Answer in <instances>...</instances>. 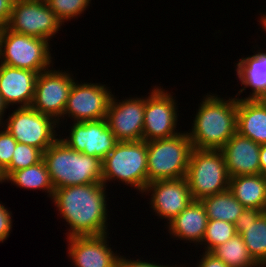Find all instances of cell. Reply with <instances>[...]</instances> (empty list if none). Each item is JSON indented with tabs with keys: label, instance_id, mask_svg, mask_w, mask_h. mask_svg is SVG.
Wrapping results in <instances>:
<instances>
[{
	"label": "cell",
	"instance_id": "obj_22",
	"mask_svg": "<svg viewBox=\"0 0 266 267\" xmlns=\"http://www.w3.org/2000/svg\"><path fill=\"white\" fill-rule=\"evenodd\" d=\"M237 132L257 144H266V103L262 99L237 100Z\"/></svg>",
	"mask_w": 266,
	"mask_h": 267
},
{
	"label": "cell",
	"instance_id": "obj_36",
	"mask_svg": "<svg viewBox=\"0 0 266 267\" xmlns=\"http://www.w3.org/2000/svg\"><path fill=\"white\" fill-rule=\"evenodd\" d=\"M6 109H9V108H7V106L3 103L2 97L0 96V127L2 126L4 122V118H5L4 116L7 113Z\"/></svg>",
	"mask_w": 266,
	"mask_h": 267
},
{
	"label": "cell",
	"instance_id": "obj_14",
	"mask_svg": "<svg viewBox=\"0 0 266 267\" xmlns=\"http://www.w3.org/2000/svg\"><path fill=\"white\" fill-rule=\"evenodd\" d=\"M141 195H150L149 208L165 226L193 201L186 178L150 182Z\"/></svg>",
	"mask_w": 266,
	"mask_h": 267
},
{
	"label": "cell",
	"instance_id": "obj_37",
	"mask_svg": "<svg viewBox=\"0 0 266 267\" xmlns=\"http://www.w3.org/2000/svg\"><path fill=\"white\" fill-rule=\"evenodd\" d=\"M261 14V16L259 17V23H260V28L261 29H263V30H261L260 29V31L261 32H263L264 31V33H266V12L263 14V13H260Z\"/></svg>",
	"mask_w": 266,
	"mask_h": 267
},
{
	"label": "cell",
	"instance_id": "obj_41",
	"mask_svg": "<svg viewBox=\"0 0 266 267\" xmlns=\"http://www.w3.org/2000/svg\"><path fill=\"white\" fill-rule=\"evenodd\" d=\"M262 100L266 103V96Z\"/></svg>",
	"mask_w": 266,
	"mask_h": 267
},
{
	"label": "cell",
	"instance_id": "obj_13",
	"mask_svg": "<svg viewBox=\"0 0 266 267\" xmlns=\"http://www.w3.org/2000/svg\"><path fill=\"white\" fill-rule=\"evenodd\" d=\"M118 98L112 94L106 114L108 127L118 141L143 140L145 96Z\"/></svg>",
	"mask_w": 266,
	"mask_h": 267
},
{
	"label": "cell",
	"instance_id": "obj_38",
	"mask_svg": "<svg viewBox=\"0 0 266 267\" xmlns=\"http://www.w3.org/2000/svg\"><path fill=\"white\" fill-rule=\"evenodd\" d=\"M0 184H3L1 173H0Z\"/></svg>",
	"mask_w": 266,
	"mask_h": 267
},
{
	"label": "cell",
	"instance_id": "obj_9",
	"mask_svg": "<svg viewBox=\"0 0 266 267\" xmlns=\"http://www.w3.org/2000/svg\"><path fill=\"white\" fill-rule=\"evenodd\" d=\"M161 86H153L148 96L145 95L143 124V140L148 142L156 139L169 138L177 135L179 104L173 92Z\"/></svg>",
	"mask_w": 266,
	"mask_h": 267
},
{
	"label": "cell",
	"instance_id": "obj_15",
	"mask_svg": "<svg viewBox=\"0 0 266 267\" xmlns=\"http://www.w3.org/2000/svg\"><path fill=\"white\" fill-rule=\"evenodd\" d=\"M69 135L58 137L71 149L103 160L119 142L108 127L106 119L73 122ZM64 137V138H63ZM66 137V138H65Z\"/></svg>",
	"mask_w": 266,
	"mask_h": 267
},
{
	"label": "cell",
	"instance_id": "obj_7",
	"mask_svg": "<svg viewBox=\"0 0 266 267\" xmlns=\"http://www.w3.org/2000/svg\"><path fill=\"white\" fill-rule=\"evenodd\" d=\"M186 180L193 200L229 189L230 176L220 150L192 149Z\"/></svg>",
	"mask_w": 266,
	"mask_h": 267
},
{
	"label": "cell",
	"instance_id": "obj_39",
	"mask_svg": "<svg viewBox=\"0 0 266 267\" xmlns=\"http://www.w3.org/2000/svg\"><path fill=\"white\" fill-rule=\"evenodd\" d=\"M30 1H43V2H47L48 0H30Z\"/></svg>",
	"mask_w": 266,
	"mask_h": 267
},
{
	"label": "cell",
	"instance_id": "obj_11",
	"mask_svg": "<svg viewBox=\"0 0 266 267\" xmlns=\"http://www.w3.org/2000/svg\"><path fill=\"white\" fill-rule=\"evenodd\" d=\"M63 23L47 2L15 0L7 28L12 32L34 36L47 41L60 31Z\"/></svg>",
	"mask_w": 266,
	"mask_h": 267
},
{
	"label": "cell",
	"instance_id": "obj_24",
	"mask_svg": "<svg viewBox=\"0 0 266 267\" xmlns=\"http://www.w3.org/2000/svg\"><path fill=\"white\" fill-rule=\"evenodd\" d=\"M4 182L14 184V186L25 190L45 191V195L47 193L46 197H49L50 200L55 190L44 160L25 169L13 171Z\"/></svg>",
	"mask_w": 266,
	"mask_h": 267
},
{
	"label": "cell",
	"instance_id": "obj_27",
	"mask_svg": "<svg viewBox=\"0 0 266 267\" xmlns=\"http://www.w3.org/2000/svg\"><path fill=\"white\" fill-rule=\"evenodd\" d=\"M235 224L224 220L208 219L202 243V251L211 252L217 246L227 242L236 235Z\"/></svg>",
	"mask_w": 266,
	"mask_h": 267
},
{
	"label": "cell",
	"instance_id": "obj_12",
	"mask_svg": "<svg viewBox=\"0 0 266 267\" xmlns=\"http://www.w3.org/2000/svg\"><path fill=\"white\" fill-rule=\"evenodd\" d=\"M73 82L70 95L65 105L62 123L65 118L71 122H88L106 119L108 105L112 97L110 86L102 83ZM83 82V83H82Z\"/></svg>",
	"mask_w": 266,
	"mask_h": 267
},
{
	"label": "cell",
	"instance_id": "obj_35",
	"mask_svg": "<svg viewBox=\"0 0 266 267\" xmlns=\"http://www.w3.org/2000/svg\"><path fill=\"white\" fill-rule=\"evenodd\" d=\"M259 162L260 174L266 176V144L260 146Z\"/></svg>",
	"mask_w": 266,
	"mask_h": 267
},
{
	"label": "cell",
	"instance_id": "obj_6",
	"mask_svg": "<svg viewBox=\"0 0 266 267\" xmlns=\"http://www.w3.org/2000/svg\"><path fill=\"white\" fill-rule=\"evenodd\" d=\"M50 44L47 40L15 33L3 27L0 37V64L39 74L50 69L55 63Z\"/></svg>",
	"mask_w": 266,
	"mask_h": 267
},
{
	"label": "cell",
	"instance_id": "obj_17",
	"mask_svg": "<svg viewBox=\"0 0 266 267\" xmlns=\"http://www.w3.org/2000/svg\"><path fill=\"white\" fill-rule=\"evenodd\" d=\"M37 77L34 71L0 64V96L7 108L31 107Z\"/></svg>",
	"mask_w": 266,
	"mask_h": 267
},
{
	"label": "cell",
	"instance_id": "obj_21",
	"mask_svg": "<svg viewBox=\"0 0 266 267\" xmlns=\"http://www.w3.org/2000/svg\"><path fill=\"white\" fill-rule=\"evenodd\" d=\"M259 48L252 55L237 59L235 63L236 76L242 88L236 93L238 99H263L266 96V52ZM246 88L252 92L247 97H239Z\"/></svg>",
	"mask_w": 266,
	"mask_h": 267
},
{
	"label": "cell",
	"instance_id": "obj_23",
	"mask_svg": "<svg viewBox=\"0 0 266 267\" xmlns=\"http://www.w3.org/2000/svg\"><path fill=\"white\" fill-rule=\"evenodd\" d=\"M229 190L245 208L266 211V176L255 174L230 177Z\"/></svg>",
	"mask_w": 266,
	"mask_h": 267
},
{
	"label": "cell",
	"instance_id": "obj_25",
	"mask_svg": "<svg viewBox=\"0 0 266 267\" xmlns=\"http://www.w3.org/2000/svg\"><path fill=\"white\" fill-rule=\"evenodd\" d=\"M200 201L205 207L208 219L224 220L233 224L245 209L229 189L204 197Z\"/></svg>",
	"mask_w": 266,
	"mask_h": 267
},
{
	"label": "cell",
	"instance_id": "obj_28",
	"mask_svg": "<svg viewBox=\"0 0 266 267\" xmlns=\"http://www.w3.org/2000/svg\"><path fill=\"white\" fill-rule=\"evenodd\" d=\"M10 164L1 172L4 181L13 171L25 169L43 160V151L17 142Z\"/></svg>",
	"mask_w": 266,
	"mask_h": 267
},
{
	"label": "cell",
	"instance_id": "obj_33",
	"mask_svg": "<svg viewBox=\"0 0 266 267\" xmlns=\"http://www.w3.org/2000/svg\"><path fill=\"white\" fill-rule=\"evenodd\" d=\"M200 260L197 259V264H195V267H229L226 265L222 260L215 257L210 252H202V255L199 256ZM199 260V261H198Z\"/></svg>",
	"mask_w": 266,
	"mask_h": 267
},
{
	"label": "cell",
	"instance_id": "obj_5",
	"mask_svg": "<svg viewBox=\"0 0 266 267\" xmlns=\"http://www.w3.org/2000/svg\"><path fill=\"white\" fill-rule=\"evenodd\" d=\"M192 143L187 131L147 142V184L158 180L185 178Z\"/></svg>",
	"mask_w": 266,
	"mask_h": 267
},
{
	"label": "cell",
	"instance_id": "obj_1",
	"mask_svg": "<svg viewBox=\"0 0 266 267\" xmlns=\"http://www.w3.org/2000/svg\"><path fill=\"white\" fill-rule=\"evenodd\" d=\"M107 186L101 183L74 185L54 190L52 203L68 231L67 238L110 234Z\"/></svg>",
	"mask_w": 266,
	"mask_h": 267
},
{
	"label": "cell",
	"instance_id": "obj_20",
	"mask_svg": "<svg viewBox=\"0 0 266 267\" xmlns=\"http://www.w3.org/2000/svg\"><path fill=\"white\" fill-rule=\"evenodd\" d=\"M208 216L200 200H193L165 228L173 240L194 243L198 248L204 238Z\"/></svg>",
	"mask_w": 266,
	"mask_h": 267
},
{
	"label": "cell",
	"instance_id": "obj_18",
	"mask_svg": "<svg viewBox=\"0 0 266 267\" xmlns=\"http://www.w3.org/2000/svg\"><path fill=\"white\" fill-rule=\"evenodd\" d=\"M260 144L236 132L220 149L230 177L260 174Z\"/></svg>",
	"mask_w": 266,
	"mask_h": 267
},
{
	"label": "cell",
	"instance_id": "obj_10",
	"mask_svg": "<svg viewBox=\"0 0 266 267\" xmlns=\"http://www.w3.org/2000/svg\"><path fill=\"white\" fill-rule=\"evenodd\" d=\"M72 71L50 68L38 74L31 107L62 125V116L76 77ZM61 119V120H60Z\"/></svg>",
	"mask_w": 266,
	"mask_h": 267
},
{
	"label": "cell",
	"instance_id": "obj_40",
	"mask_svg": "<svg viewBox=\"0 0 266 267\" xmlns=\"http://www.w3.org/2000/svg\"><path fill=\"white\" fill-rule=\"evenodd\" d=\"M190 265H188L187 267H189ZM176 267H186L185 265H183L182 264V266H181V264L180 265H178V266H176Z\"/></svg>",
	"mask_w": 266,
	"mask_h": 267
},
{
	"label": "cell",
	"instance_id": "obj_26",
	"mask_svg": "<svg viewBox=\"0 0 266 267\" xmlns=\"http://www.w3.org/2000/svg\"><path fill=\"white\" fill-rule=\"evenodd\" d=\"M210 253L222 260L229 267H260L250 256L242 235H236L217 246Z\"/></svg>",
	"mask_w": 266,
	"mask_h": 267
},
{
	"label": "cell",
	"instance_id": "obj_4",
	"mask_svg": "<svg viewBox=\"0 0 266 267\" xmlns=\"http://www.w3.org/2000/svg\"><path fill=\"white\" fill-rule=\"evenodd\" d=\"M111 181L143 193L147 186L146 141H119L115 145L102 160V183L108 187Z\"/></svg>",
	"mask_w": 266,
	"mask_h": 267
},
{
	"label": "cell",
	"instance_id": "obj_31",
	"mask_svg": "<svg viewBox=\"0 0 266 267\" xmlns=\"http://www.w3.org/2000/svg\"><path fill=\"white\" fill-rule=\"evenodd\" d=\"M12 212L0 201V243H3L12 232Z\"/></svg>",
	"mask_w": 266,
	"mask_h": 267
},
{
	"label": "cell",
	"instance_id": "obj_8",
	"mask_svg": "<svg viewBox=\"0 0 266 267\" xmlns=\"http://www.w3.org/2000/svg\"><path fill=\"white\" fill-rule=\"evenodd\" d=\"M2 124L17 142L36 147L43 152L59 137L58 123L32 107H16ZM57 128V129H56Z\"/></svg>",
	"mask_w": 266,
	"mask_h": 267
},
{
	"label": "cell",
	"instance_id": "obj_3",
	"mask_svg": "<svg viewBox=\"0 0 266 267\" xmlns=\"http://www.w3.org/2000/svg\"><path fill=\"white\" fill-rule=\"evenodd\" d=\"M54 189L102 182V160L71 149L60 137L43 152Z\"/></svg>",
	"mask_w": 266,
	"mask_h": 267
},
{
	"label": "cell",
	"instance_id": "obj_16",
	"mask_svg": "<svg viewBox=\"0 0 266 267\" xmlns=\"http://www.w3.org/2000/svg\"><path fill=\"white\" fill-rule=\"evenodd\" d=\"M109 234L75 236L67 240V257L74 267H117L120 253L109 246Z\"/></svg>",
	"mask_w": 266,
	"mask_h": 267
},
{
	"label": "cell",
	"instance_id": "obj_32",
	"mask_svg": "<svg viewBox=\"0 0 266 267\" xmlns=\"http://www.w3.org/2000/svg\"><path fill=\"white\" fill-rule=\"evenodd\" d=\"M134 258H126L124 255H120L118 262H117V267H176L177 265H168V264H160V263H156L154 261L149 262L147 260H143V258L139 259L137 258L136 260H133Z\"/></svg>",
	"mask_w": 266,
	"mask_h": 267
},
{
	"label": "cell",
	"instance_id": "obj_29",
	"mask_svg": "<svg viewBox=\"0 0 266 267\" xmlns=\"http://www.w3.org/2000/svg\"><path fill=\"white\" fill-rule=\"evenodd\" d=\"M92 0H48L50 9L64 23L77 19L90 7Z\"/></svg>",
	"mask_w": 266,
	"mask_h": 267
},
{
	"label": "cell",
	"instance_id": "obj_30",
	"mask_svg": "<svg viewBox=\"0 0 266 267\" xmlns=\"http://www.w3.org/2000/svg\"><path fill=\"white\" fill-rule=\"evenodd\" d=\"M3 128V129H2ZM17 141L1 126L0 129V173L10 164Z\"/></svg>",
	"mask_w": 266,
	"mask_h": 267
},
{
	"label": "cell",
	"instance_id": "obj_19",
	"mask_svg": "<svg viewBox=\"0 0 266 267\" xmlns=\"http://www.w3.org/2000/svg\"><path fill=\"white\" fill-rule=\"evenodd\" d=\"M250 256L260 267H266V211L245 208L235 223Z\"/></svg>",
	"mask_w": 266,
	"mask_h": 267
},
{
	"label": "cell",
	"instance_id": "obj_34",
	"mask_svg": "<svg viewBox=\"0 0 266 267\" xmlns=\"http://www.w3.org/2000/svg\"><path fill=\"white\" fill-rule=\"evenodd\" d=\"M15 0H0V28L7 27Z\"/></svg>",
	"mask_w": 266,
	"mask_h": 267
},
{
	"label": "cell",
	"instance_id": "obj_2",
	"mask_svg": "<svg viewBox=\"0 0 266 267\" xmlns=\"http://www.w3.org/2000/svg\"><path fill=\"white\" fill-rule=\"evenodd\" d=\"M202 97L188 137L194 149L220 150L237 132L238 98L225 99L213 92Z\"/></svg>",
	"mask_w": 266,
	"mask_h": 267
}]
</instances>
